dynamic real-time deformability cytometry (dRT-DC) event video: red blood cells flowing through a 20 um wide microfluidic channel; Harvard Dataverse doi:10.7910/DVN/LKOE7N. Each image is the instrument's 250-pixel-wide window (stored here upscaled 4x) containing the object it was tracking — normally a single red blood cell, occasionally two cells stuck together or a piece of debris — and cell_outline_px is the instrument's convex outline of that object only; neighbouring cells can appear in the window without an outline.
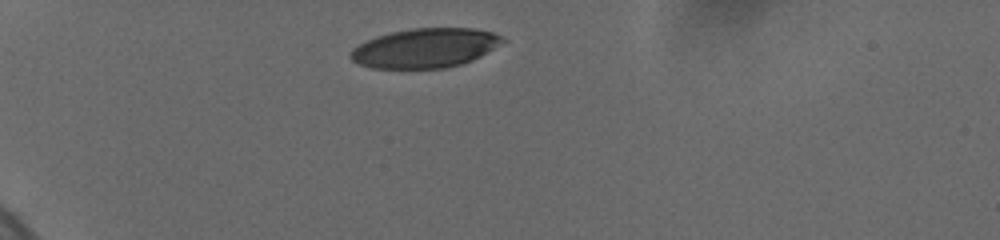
{"species": "human", "species_latin": "Homo sapiens", "temperature_condition": "cold", "stored_images_in_passage": 5, "camera_frame_rate_fps": 3000, "um_per_image_px": 0.085, "donor": {"sex": "female"}, "frame": {"image": 1, "passage_image": 1, "time_ms": 0.0, "image_size_px": [1000, 240], "cell_outline_px": [[508, 40], [480, 56], [472, 60], [460, 64], [444, 68], [372, 68], [360, 64], [352, 60], [348, 56], [352, 48], [376, 36], [392, 32], [412, 28], [472, 28], [492, 32]], "centroid_in_image_um": [36.13, 4.08], "position_along_channel_um": 48.9, "area_um2": 34.74}}